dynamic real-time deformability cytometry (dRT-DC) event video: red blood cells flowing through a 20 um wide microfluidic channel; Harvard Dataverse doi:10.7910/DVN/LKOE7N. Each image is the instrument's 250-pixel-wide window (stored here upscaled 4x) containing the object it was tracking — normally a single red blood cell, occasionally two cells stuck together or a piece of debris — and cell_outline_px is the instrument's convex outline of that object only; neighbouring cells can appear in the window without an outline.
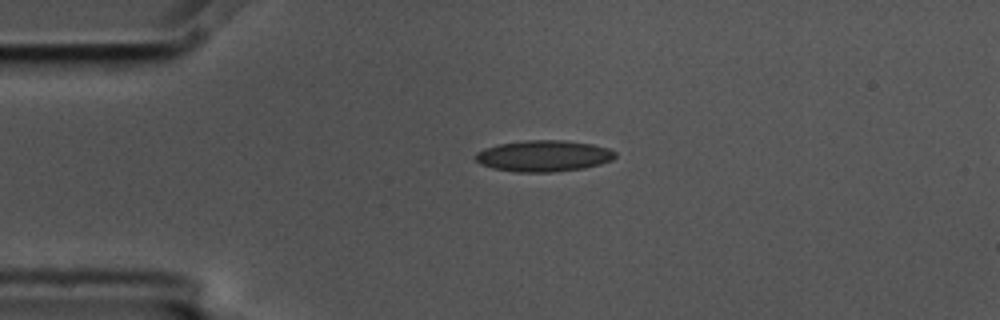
{"species": "common noctule bat (a hibernating species)", "species_latin": "Nyctalus noctula", "temperature_condition": "cold", "stored_images_in_passage": 2, "camera_frame_rate_fps": 3000, "um_per_image_px": 0.085, "animal": {"sex": "male", "body_mass_g": 17.5, "forearm_length_mm": 52.3}, "frame": {"image": 1, "passage_image": 2, "time_ms": 0.333, "image_size_px": [1000, 320], "cell_outline_px": [[616, 156], [612, 160], [600, 164], [584, 168], [552, 172], [516, 172], [492, 168], [480, 164], [476, 160], [476, 152], [484, 148], [496, 144], [524, 140], [564, 140], [592, 144], [608, 148], [616, 152]], "centroid_in_image_um": [46.19, 13.25], "position_along_channel_um": 38.8, "area_um2": 25.61}}